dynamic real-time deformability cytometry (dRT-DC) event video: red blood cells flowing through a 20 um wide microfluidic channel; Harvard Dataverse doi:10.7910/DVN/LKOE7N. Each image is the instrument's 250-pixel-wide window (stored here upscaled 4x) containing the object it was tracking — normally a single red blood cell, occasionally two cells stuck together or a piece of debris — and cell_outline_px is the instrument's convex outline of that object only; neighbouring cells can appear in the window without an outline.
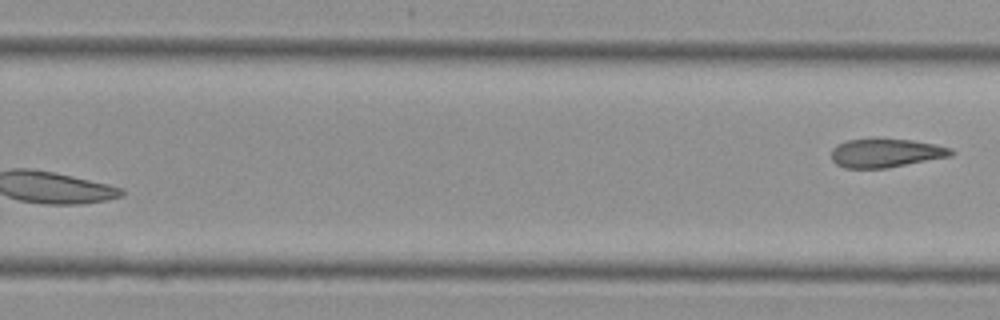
{"species": "Egyptian fruit bat (a non-hibernating species)", "species_latin": "Rousettus aegyptiacus", "temperature_condition": "cold", "stored_images_in_passage": 15, "segment_of_instrument_passage": [2, 2], "camera_frame_rate_fps": 3000, "um_per_image_px": 0.085, "animal": {"sex": "female"}, "frame": {"image": 1, "passage_image": 15, "time_ms": 4.667, "image_size_px": [1000, 320], "cell_outline_px": [[956, 152], [952, 156], [888, 168], [844, 168], [836, 164], [832, 160], [832, 148], [836, 144], [848, 140], [912, 140], [936, 144], [952, 148]], "centroid_in_image_um": [75.33, 13.02], "position_along_channel_um": 254.5, "area_um2": 19.94}}